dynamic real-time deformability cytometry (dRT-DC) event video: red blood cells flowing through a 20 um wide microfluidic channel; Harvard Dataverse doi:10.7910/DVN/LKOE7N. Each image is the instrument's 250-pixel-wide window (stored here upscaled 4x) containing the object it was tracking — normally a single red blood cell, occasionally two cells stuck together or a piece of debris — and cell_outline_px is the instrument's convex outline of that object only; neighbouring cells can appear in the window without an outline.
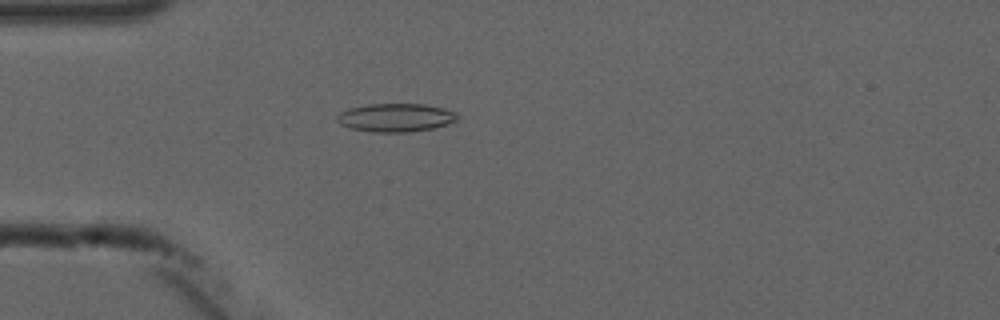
{"species": "common noctule bat (a hibernating species)", "species_latin": "Nyctalus noctula", "temperature_condition": "cold", "stored_images_in_passage": 6, "camera_frame_rate_fps": 3000, "um_per_image_px": 0.085, "animal": {"sex": "male", "forearm_length_mm": 52.5}, "frame": {"image": 1, "passage_image": 5, "time_ms": 4.667, "image_size_px": [1000, 320], "cell_outline_px": [[460, 116], [456, 120], [448, 124], [432, 128], [408, 132], [372, 132], [352, 128], [340, 124], [336, 120], [336, 116], [340, 112], [348, 108], [368, 104], [424, 104], [444, 108], [456, 112]], "centroid_in_image_um": [33.64, 9.99], "position_along_channel_um": 51.4, "area_um2": 19.94}}